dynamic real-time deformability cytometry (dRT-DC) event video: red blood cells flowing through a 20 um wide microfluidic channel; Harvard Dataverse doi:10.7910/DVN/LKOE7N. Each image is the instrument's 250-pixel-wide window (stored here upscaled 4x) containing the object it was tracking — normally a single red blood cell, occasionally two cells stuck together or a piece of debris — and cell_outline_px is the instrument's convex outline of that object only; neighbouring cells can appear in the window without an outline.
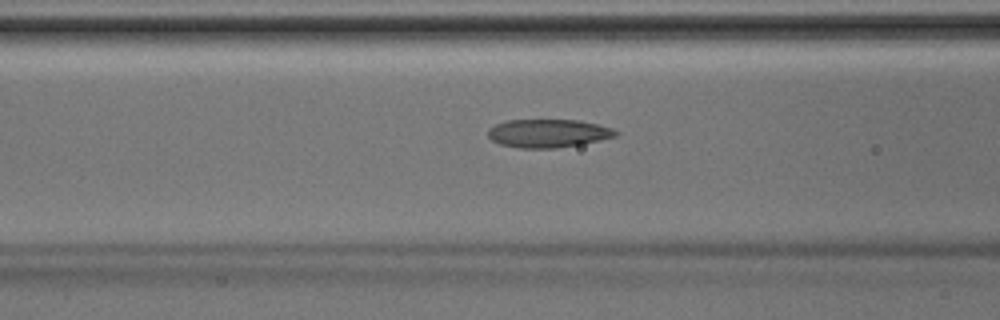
{"species": "Egyptian fruit bat (a non-hibernating species)", "species_latin": "Rousettus aegyptiacus", "temperature_condition": "room temperature", "stored_images_in_passage": 38, "camera_frame_rate_fps": 3000, "um_per_image_px": 0.085, "animal": {"sex": "male"}, "frame": {"image": 1, "passage_image": 17, "time_ms": 5.333, "image_size_px": [1000, 320], "cell_outline_px": [[620, 132], [616, 136], [580, 144], [556, 148], [520, 148], [500, 144], [492, 140], [488, 136], [488, 128], [496, 124], [508, 120], [576, 120], [596, 124], [612, 128]], "centroid_in_image_um": [46.57, 11.33], "position_along_channel_um": 120.0, "area_um2": 20.87}}
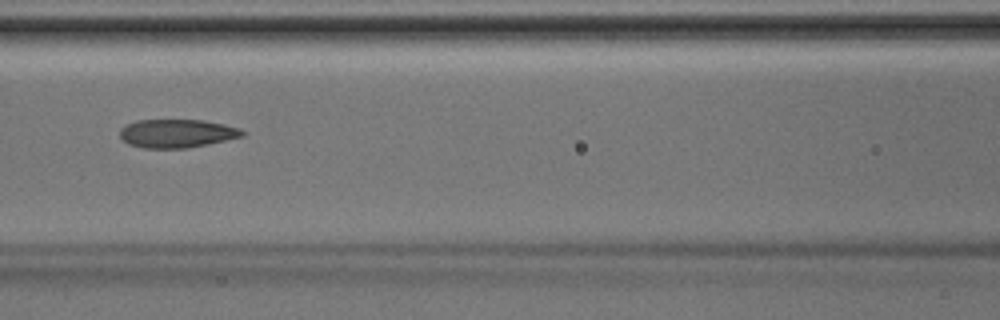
{"frame": {"image": 2, "passage_image": 19, "time_ms": 6.0, "image_size_px": [1000, 320], "cell_outline_px": [[244, 136], [208, 144], [188, 148], [144, 148], [128, 144], [120, 136], [120, 128], [136, 120], [204, 120], [224, 124], [240, 128], [244, 132]], "centroid_in_image_um": [15.04, 11.34], "position_along_channel_um": 151.6, "area_um2": 20.29}}
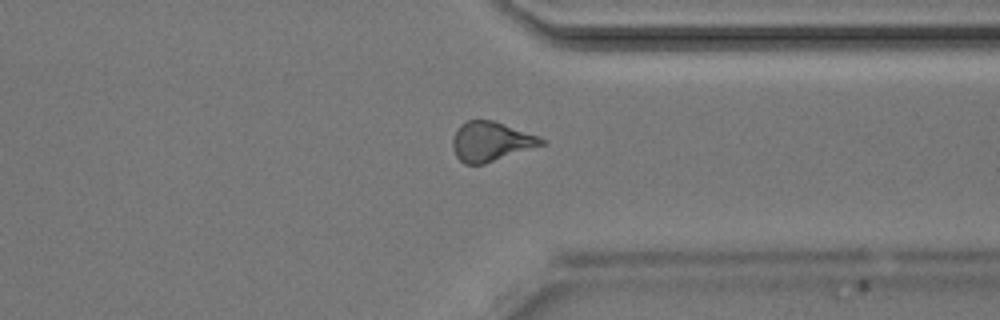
{"frame": {"image": 3, "passage_image": 33, "time_ms": 10.667, "image_size_px": [1000, 320], "cell_outline_px": [[548, 140], [544, 144], [484, 164], [464, 164], [456, 156], [452, 148], [452, 140], [456, 128], [460, 124], [468, 120], [492, 120], [540, 136]], "centroid_in_image_um": [41.71, 12.02], "position_along_channel_um": 369.7, "area_um2": 20.46}}